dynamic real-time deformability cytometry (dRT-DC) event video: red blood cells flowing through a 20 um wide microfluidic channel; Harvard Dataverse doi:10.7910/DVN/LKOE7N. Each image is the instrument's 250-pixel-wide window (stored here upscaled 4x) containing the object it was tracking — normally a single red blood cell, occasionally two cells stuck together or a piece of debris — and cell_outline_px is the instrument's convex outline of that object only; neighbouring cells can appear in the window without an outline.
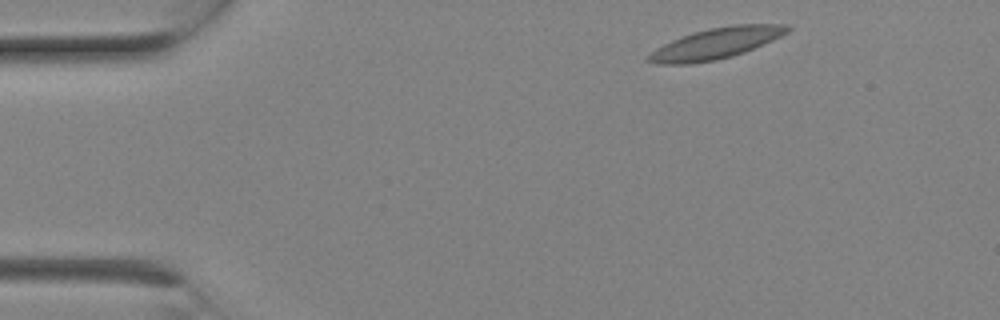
{"species": "Egyptian fruit bat (a non-hibernating species)", "species_latin": "Rousettus aegyptiacus", "temperature_condition": "room temperature", "stored_images_in_passage": 6, "camera_frame_rate_fps": 3000, "um_per_image_px": 0.085, "animal": {"sex": "female"}, "frame": {"image": 1, "passage_image": 1, "time_ms": 0.0, "image_size_px": [1000, 320], "cell_outline_px": [[792, 28], [788, 32], [772, 40], [744, 52], [732, 56], [716, 60], [688, 64], [656, 64], [644, 60], [656, 48], [672, 40], [692, 32], [708, 28], [732, 24], [788, 24]], "centroid_in_image_um": [60.85, 3.68], "position_along_channel_um": 24.1, "area_um2": 25.03}}
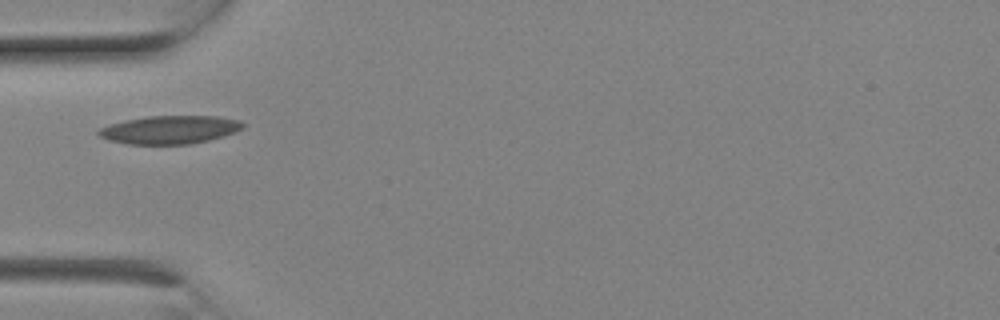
{"frame": {"image": 2, "passage_image": 5, "time_ms": 1.333, "image_size_px": [1000, 320], "cell_outline_px": [[244, 124], [236, 132], [224, 136], [192, 144], [128, 144], [108, 140], [100, 136], [96, 132], [100, 128], [124, 120], [148, 116], [216, 116], [240, 120]], "centroid_in_image_um": [14.43, 11.03], "position_along_channel_um": 70.6, "area_um2": 23.64}}